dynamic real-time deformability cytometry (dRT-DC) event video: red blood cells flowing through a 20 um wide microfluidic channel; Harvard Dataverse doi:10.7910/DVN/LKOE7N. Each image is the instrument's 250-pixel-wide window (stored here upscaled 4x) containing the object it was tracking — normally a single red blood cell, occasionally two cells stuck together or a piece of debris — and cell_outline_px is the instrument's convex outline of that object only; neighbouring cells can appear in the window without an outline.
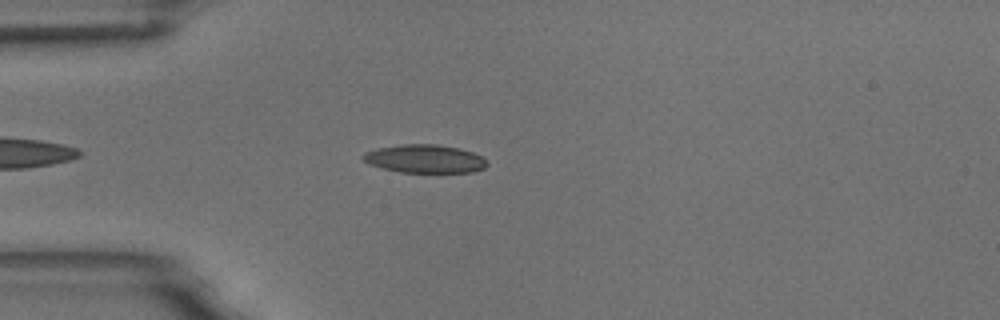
{"species": "common noctule bat (a hibernating species)", "species_latin": "Nyctalus noctula", "temperature_condition": "room temperature", "stored_images_in_passage": 46, "camera_frame_rate_fps": 3000, "um_per_image_px": 0.085, "animal": {"sex": "male", "body_mass_g": 18.8}, "frame": {"image": 1, "passage_image": 6, "time_ms": 1.667, "image_size_px": [1000, 320], "cell_outline_px": [[488, 164], [484, 168], [472, 172], [400, 172], [368, 164], [360, 156], [364, 152], [376, 148], [404, 144], [436, 144], [456, 148], [472, 152], [488, 160]], "centroid_in_image_um": [36.09, 13.49], "position_along_channel_um": 48.9, "area_um2": 20.35}}
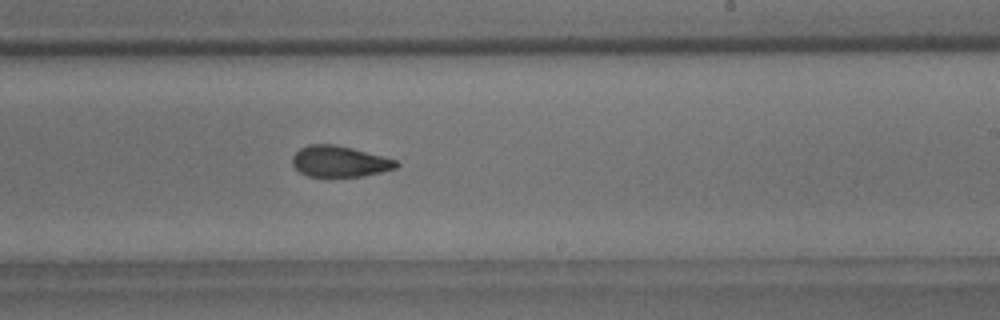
{"frame": {"image": 2, "passage_image": 24, "time_ms": 7.667, "image_size_px": [1000, 320], "cell_outline_px": [[400, 164], [396, 168], [380, 172], [360, 176], [308, 176], [300, 172], [292, 164], [292, 156], [300, 148], [308, 144], [336, 144], [352, 148], [396, 160]], "centroid_in_image_um": [28.83, 13.71], "position_along_channel_um": 260.2, "area_um2": 18.61}}
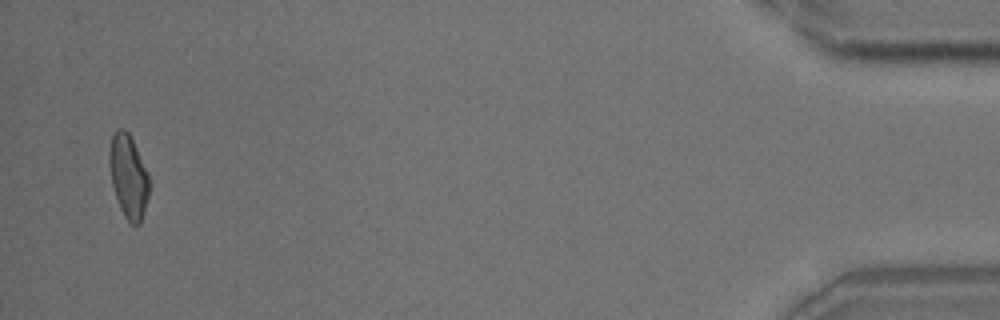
{"frame": {"image": 3, "passage_image": 44, "time_ms": 14.333, "image_size_px": [1000, 320], "cell_outline_px": [[152, 184], [140, 224], [132, 224], [124, 216], [120, 208], [112, 184], [108, 160], [108, 152], [112, 136], [116, 128], [124, 128], [128, 132], [148, 172]], "centroid_in_image_um": [10.93, 14.97], "position_along_channel_um": 424.3, "area_um2": 19.54}, "authors_computed_cell_mechanics": {"area_um2": 19.5653, "velocity_mm_per_s": 3.7233, "shape_relaxation_time_tau1_ms": 8.4535, "shape_relaxation_time_tau2_ms": 2.4937, "deformation_change_tau1": 0.1895, "deformation_change_tau2": 0.0948}}